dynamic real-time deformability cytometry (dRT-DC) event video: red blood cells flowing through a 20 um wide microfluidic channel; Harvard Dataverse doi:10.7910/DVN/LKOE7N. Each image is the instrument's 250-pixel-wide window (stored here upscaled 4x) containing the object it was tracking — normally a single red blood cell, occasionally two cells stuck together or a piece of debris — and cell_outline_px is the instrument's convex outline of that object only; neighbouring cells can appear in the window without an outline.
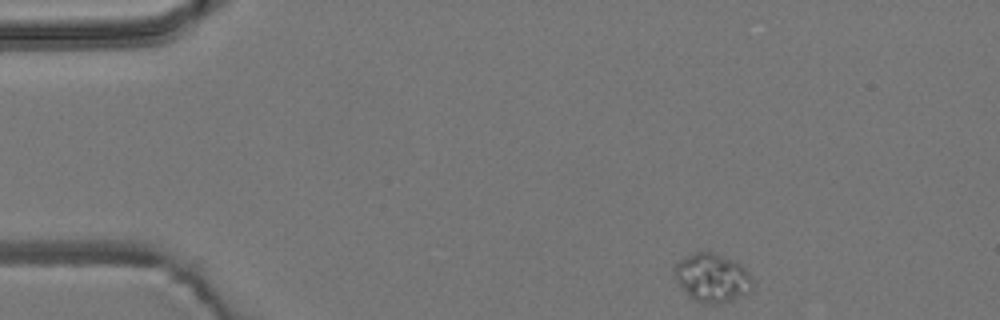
{"species": "common noctule bat (a hibernating species)", "species_latin": "Nyctalus noctula", "temperature_condition": "room temperature", "stored_images_in_passage": 48, "camera_frame_rate_fps": 3000, "um_per_image_px": 0.085, "animal": {"sex": "male", "body_mass_g": 19.2, "forearm_length_mm": 51.8}, "frame": {"image": 1, "passage_image": 1, "time_ms": 0.0, "image_size_px": [1000, 320], "cell_outline_px": [[756, 284], [752, 292], [744, 296], [716, 304], [704, 304], [692, 300], [688, 296], [676, 280], [672, 272], [672, 268], [684, 256], [692, 252], [712, 252], [732, 260], [740, 264], [748, 272]], "centroid_in_image_um": [60.54, 23.63], "position_along_channel_um": 24.5, "area_um2": 22.6}}
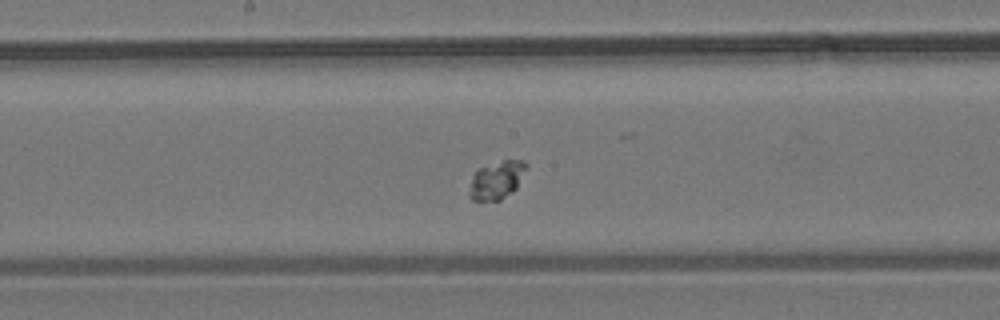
{"frame": {"image": 2, "passage_image": 22, "time_ms": 7.0, "image_size_px": [1000, 320], "cell_outline_px": [[528, 168], [516, 188], [512, 192], [500, 200], [472, 200], [468, 196], [468, 192], [472, 176], [480, 168], [504, 160], [524, 160], [528, 164]], "centroid_in_image_um": [42.24, 15.31], "position_along_channel_um": 206.0, "area_um2": 12.6}}
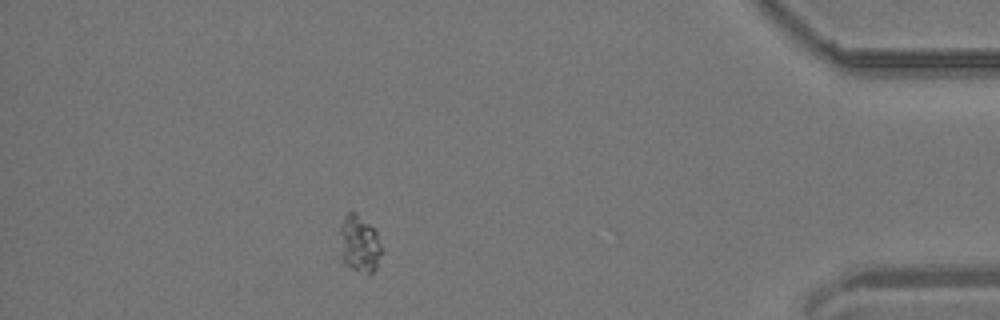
{"frame": {"image": 3, "passage_image": 42, "time_ms": 13.667, "image_size_px": [1000, 320], "cell_outline_px": [[380, 252], [376, 268], [368, 276], [344, 264], [340, 256], [340, 228], [344, 216], [348, 212], [356, 212], [376, 232], [380, 244]], "centroid_in_image_um": [30.5, 20.75], "position_along_channel_um": 404.7, "area_um2": 13.76}}